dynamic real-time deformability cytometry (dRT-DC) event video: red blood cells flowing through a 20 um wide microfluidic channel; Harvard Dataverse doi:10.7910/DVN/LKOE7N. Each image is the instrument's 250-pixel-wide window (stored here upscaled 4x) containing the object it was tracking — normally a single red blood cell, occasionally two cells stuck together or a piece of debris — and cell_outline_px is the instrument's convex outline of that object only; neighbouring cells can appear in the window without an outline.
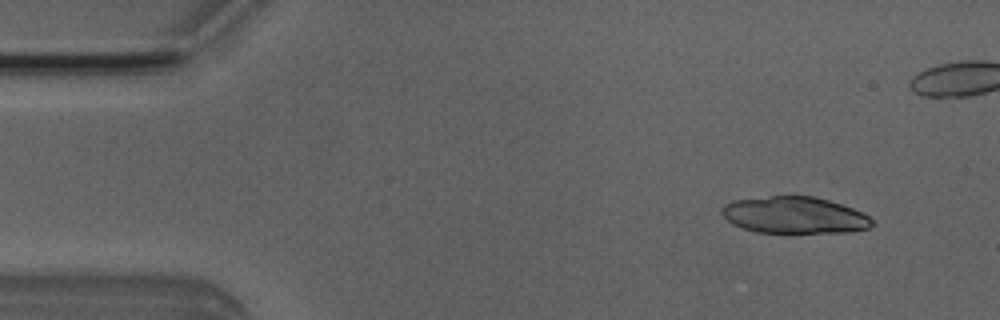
{"species": "Egyptian fruit bat (a non-hibernating species)", "species_latin": "Rousettus aegyptiacus", "temperature_condition": "room temperature", "stored_images_in_passage": 30, "camera_frame_rate_fps": 3000, "um_per_image_px": 0.085, "animal": {"sex": "male"}, "frame": {"image": 1, "passage_image": 5, "time_ms": 1.333, "image_size_px": [1000, 320], "cell_outline_px": [[876, 224], [868, 228], [852, 232], [792, 236], [756, 232], [732, 224], [720, 212], [720, 208], [724, 204], [732, 200], [768, 196], [816, 196], [852, 208], [868, 216]], "centroid_in_image_um": [67.53, 18.34], "position_along_channel_um": 17.5, "area_um2": 33.52}}